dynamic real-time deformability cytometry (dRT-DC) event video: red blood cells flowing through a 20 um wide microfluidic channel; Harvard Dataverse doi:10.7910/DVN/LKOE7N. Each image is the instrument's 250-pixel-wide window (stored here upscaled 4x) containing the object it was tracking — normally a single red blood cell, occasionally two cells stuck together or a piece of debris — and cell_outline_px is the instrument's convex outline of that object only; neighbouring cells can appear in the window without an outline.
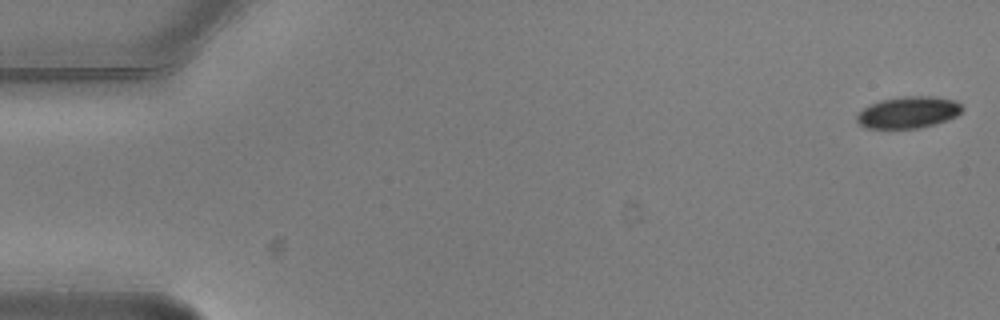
{"species": "common noctule bat (a hibernating species)", "species_latin": "Nyctalus noctula", "temperature_condition": "warm", "stored_images_in_passage": 6, "camera_frame_rate_fps": 3000, "um_per_image_px": 0.085, "animal": {"sex": "male", "body_mass_g": 20.5, "forearm_length_mm": 52.5}, "frame": {"image": 1, "passage_image": 1, "time_ms": 0.0, "image_size_px": [1000, 320], "cell_outline_px": [[964, 108], [956, 116], [920, 128], [864, 128], [856, 120], [856, 116], [864, 108], [880, 100], [904, 96], [932, 96], [956, 100]], "centroid_in_image_um": [77.2, 9.54], "position_along_channel_um": 7.8, "area_um2": 19.25}}